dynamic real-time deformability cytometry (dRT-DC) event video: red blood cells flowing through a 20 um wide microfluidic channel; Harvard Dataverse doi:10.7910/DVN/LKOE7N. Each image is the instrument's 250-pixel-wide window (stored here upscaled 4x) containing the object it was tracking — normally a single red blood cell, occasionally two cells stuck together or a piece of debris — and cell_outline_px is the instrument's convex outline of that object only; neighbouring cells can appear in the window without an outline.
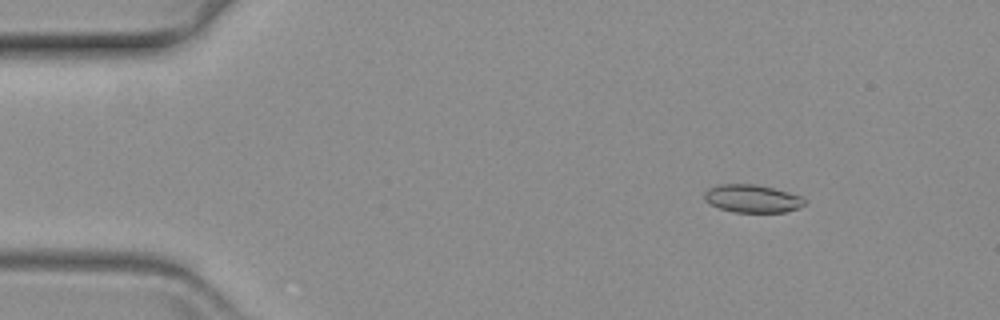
{"species": "common noctule bat (a hibernating species)", "species_latin": "Nyctalus noctula", "temperature_condition": "warm", "stored_images_in_passage": 18, "camera_frame_rate_fps": 3000, "um_per_image_px": 0.085, "animal": {"sex": "female", "body_mass_g": 19.3, "forearm_length_mm": 54.1}, "frame": {"image": 1, "passage_image": 8, "time_ms": 2.333, "image_size_px": [1000, 320], "cell_outline_px": [[804, 204], [796, 208], [784, 212], [736, 212], [720, 208], [708, 204], [704, 200], [704, 192], [708, 188], [716, 184], [756, 184], [804, 196]], "centroid_in_image_um": [63.89, 16.87], "position_along_channel_um": 21.1, "area_um2": 16.3}}